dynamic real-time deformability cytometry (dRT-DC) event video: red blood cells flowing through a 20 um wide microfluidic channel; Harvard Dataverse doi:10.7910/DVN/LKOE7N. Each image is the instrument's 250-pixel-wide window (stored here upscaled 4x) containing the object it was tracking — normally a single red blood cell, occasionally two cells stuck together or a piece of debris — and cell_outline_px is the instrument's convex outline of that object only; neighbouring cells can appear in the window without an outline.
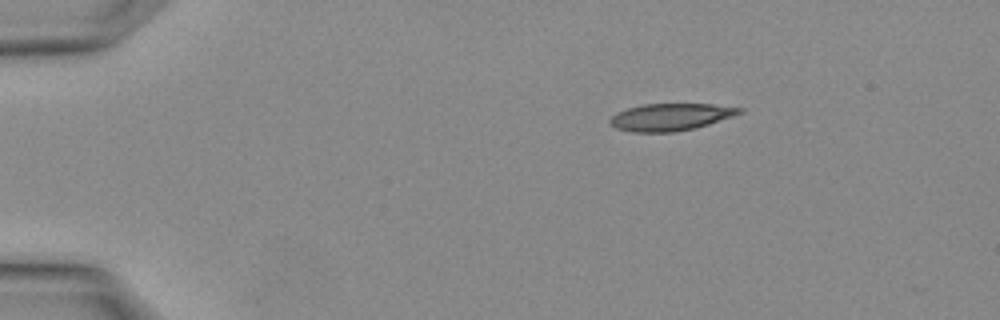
{"species": "Egyptian fruit bat (a non-hibernating species)", "species_latin": "Rousettus aegyptiacus", "temperature_condition": "warm", "stored_images_in_passage": 2, "segment_of_instrument_passage": [1, 2], "camera_frame_rate_fps": 3000, "um_per_image_px": 0.085, "animal": {"sex": "female"}, "frame": {"image": 1, "passage_image": 1, "time_ms": 0.0, "image_size_px": [1000, 320], "cell_outline_px": [[744, 112], [696, 128], [672, 132], [632, 132], [616, 128], [608, 124], [608, 120], [616, 112], [628, 108], [644, 104], [712, 104], [744, 108]], "centroid_in_image_um": [56.97, 9.94], "position_along_channel_um": 28.0, "area_um2": 20.52}}